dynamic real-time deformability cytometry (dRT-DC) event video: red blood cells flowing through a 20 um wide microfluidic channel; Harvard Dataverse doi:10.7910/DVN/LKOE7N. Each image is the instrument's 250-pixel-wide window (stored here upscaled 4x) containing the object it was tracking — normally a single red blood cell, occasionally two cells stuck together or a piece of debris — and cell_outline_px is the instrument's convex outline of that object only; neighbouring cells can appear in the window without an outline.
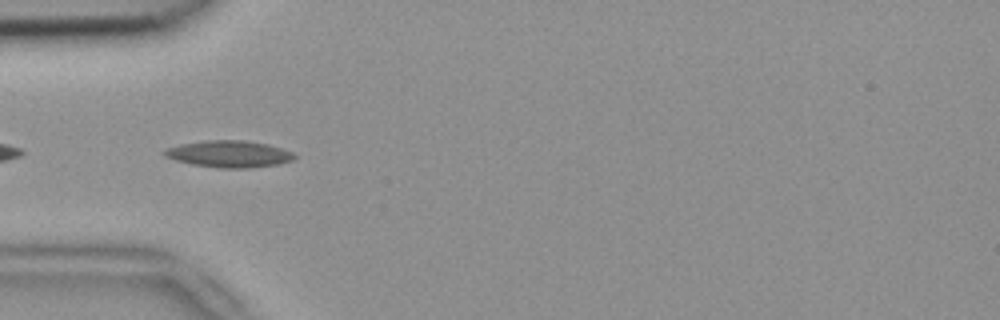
{"species": "common noctule bat (a hibernating species)", "species_latin": "Nyctalus noctula", "temperature_condition": "room temperature", "stored_images_in_passage": 35, "segment_of_instrument_passage": [1, 2], "camera_frame_rate_fps": 3000, "um_per_image_px": 0.085, "animal": {"sex": "female", "body_mass_g": 18.4}, "frame": {"image": 1, "passage_image": 2, "time_ms": 0.333, "image_size_px": [1000, 320], "cell_outline_px": [[296, 156], [292, 160], [280, 164], [248, 168], [216, 168], [192, 164], [176, 160], [164, 156], [160, 152], [164, 148], [180, 144], [204, 140], [244, 140], [268, 144], [292, 152]], "centroid_in_image_um": [19.42, 13.08], "position_along_channel_um": 65.6, "area_um2": 20.46}}